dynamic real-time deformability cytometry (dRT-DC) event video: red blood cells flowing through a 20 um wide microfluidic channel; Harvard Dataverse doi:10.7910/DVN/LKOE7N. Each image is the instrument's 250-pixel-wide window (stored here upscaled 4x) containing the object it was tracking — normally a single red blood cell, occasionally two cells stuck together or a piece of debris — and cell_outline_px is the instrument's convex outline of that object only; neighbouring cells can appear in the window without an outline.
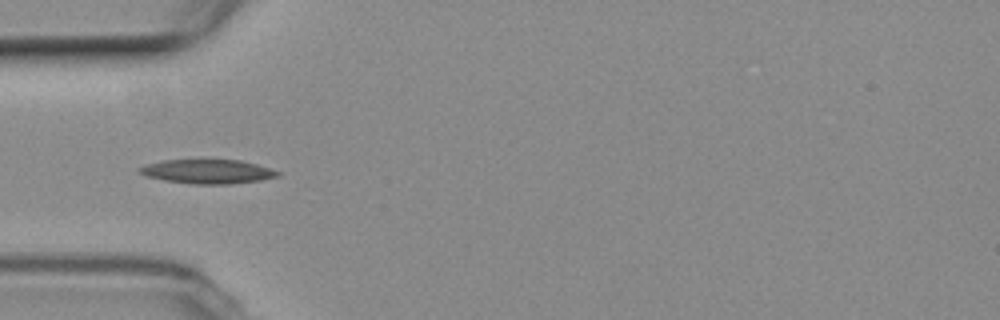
{"species": "common noctule bat (a hibernating species)", "species_latin": "Nyctalus noctula", "temperature_condition": "room temperature", "stored_images_in_passage": 39, "camera_frame_rate_fps": 3000, "um_per_image_px": 0.085, "animal": {"sex": "female", "body_mass_g": 19.3, "forearm_length_mm": 54.1}, "frame": {"image": 1, "passage_image": 1, "time_ms": 0.0, "image_size_px": [1000, 320], "cell_outline_px": [[280, 176], [260, 180], [228, 184], [192, 184], [164, 180], [144, 176], [136, 168], [148, 164], [164, 160], [240, 160], [256, 164], [280, 172]], "centroid_in_image_um": [17.62, 14.58], "position_along_channel_um": 67.4, "area_um2": 19.31}}
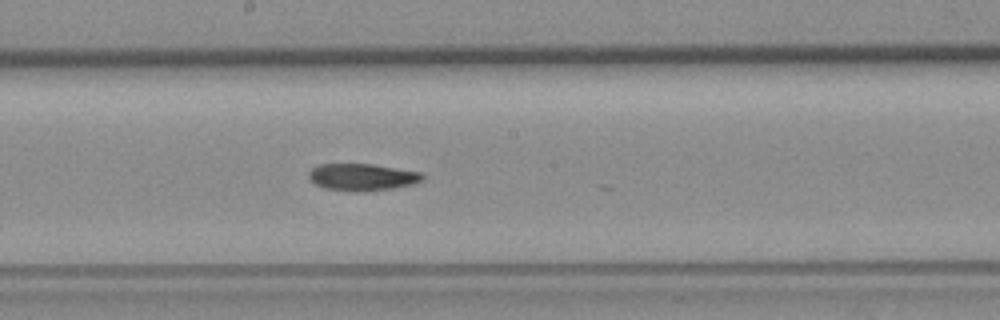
{"frame": {"image": 2, "passage_image": 13, "time_ms": 4.0, "image_size_px": [1000, 320], "cell_outline_px": [[424, 180], [416, 184], [392, 188], [364, 192], [356, 192], [324, 188], [316, 184], [308, 176], [308, 172], [312, 168], [320, 164], [372, 164], [424, 172]], "centroid_in_image_um": [30.85, 15.05], "position_along_channel_um": 217.4, "area_um2": 18.15}}
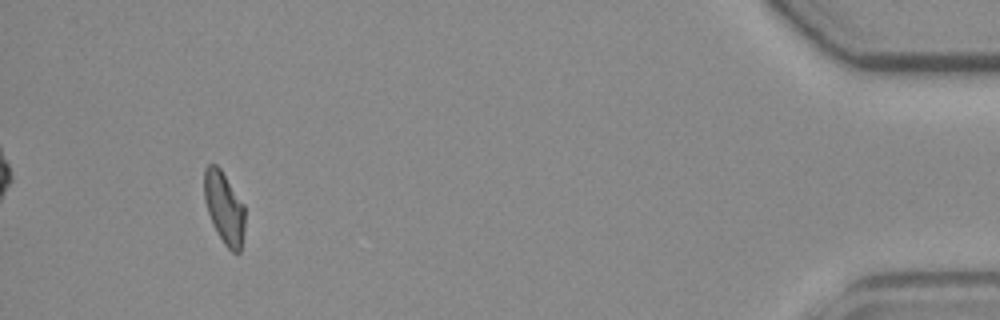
{"frame": {"image": 3, "passage_image": 35, "time_ms": 11.333, "image_size_px": [1000, 320], "cell_outline_px": [[244, 228], [240, 252], [232, 252], [224, 244], [216, 232], [212, 224], [204, 200], [204, 168], [208, 164], [216, 164], [220, 168], [244, 204]], "centroid_in_image_um": [19.04, 17.65], "position_along_channel_um": 416.2, "area_um2": 17.11}}